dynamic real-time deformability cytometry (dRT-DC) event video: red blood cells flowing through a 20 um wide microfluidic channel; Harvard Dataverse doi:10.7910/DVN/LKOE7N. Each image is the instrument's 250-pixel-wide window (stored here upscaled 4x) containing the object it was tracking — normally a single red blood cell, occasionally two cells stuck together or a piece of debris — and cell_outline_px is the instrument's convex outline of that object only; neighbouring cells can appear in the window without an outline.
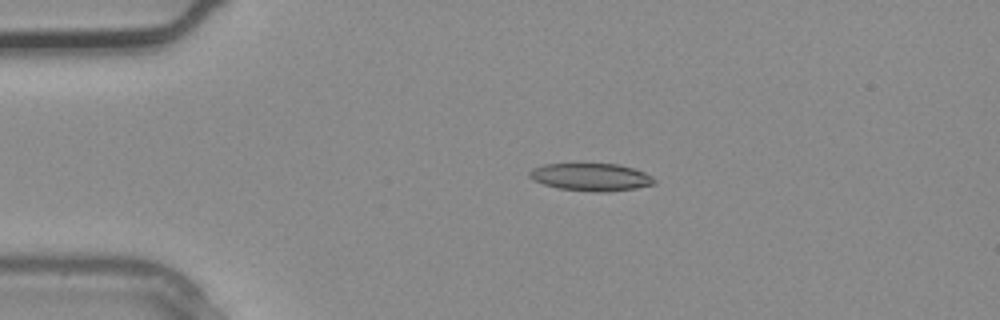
{"species": "common noctule bat (a hibernating species)", "species_latin": "Nyctalus noctula", "temperature_condition": "warm", "stored_images_in_passage": 2, "camera_frame_rate_fps": 3000, "um_per_image_px": 0.085, "animal": {"sex": "male", "body_mass_g": 20.4}, "frame": {"image": 1, "passage_image": 2, "time_ms": 0.333, "image_size_px": [1000, 320], "cell_outline_px": [[656, 184], [636, 188], [608, 192], [592, 192], [560, 188], [544, 184], [532, 180], [528, 176], [528, 172], [532, 168], [544, 164], [580, 160], [620, 164], [644, 172], [652, 176], [656, 180]], "centroid_in_image_um": [50.2, 14.99], "position_along_channel_um": 34.8, "area_um2": 21.27}}